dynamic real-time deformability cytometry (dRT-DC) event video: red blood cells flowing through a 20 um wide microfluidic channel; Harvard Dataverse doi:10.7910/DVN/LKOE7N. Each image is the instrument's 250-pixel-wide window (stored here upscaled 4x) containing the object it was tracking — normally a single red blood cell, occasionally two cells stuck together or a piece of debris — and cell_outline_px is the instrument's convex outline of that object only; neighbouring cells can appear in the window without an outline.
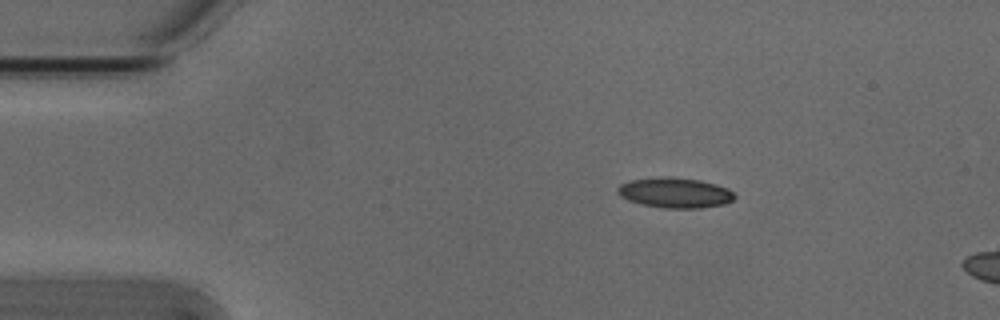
{"species": "Egyptian fruit bat (a non-hibernating species)", "species_latin": "Rousettus aegyptiacus", "temperature_condition": "cold", "stored_images_in_passage": 3, "camera_frame_rate_fps": 3000, "um_per_image_px": 0.085, "animal": {"sex": "male"}, "frame": {"image": 1, "passage_image": 1, "time_ms": 0.0, "image_size_px": [1000, 320], "cell_outline_px": [[736, 196], [732, 200], [724, 204], [700, 208], [664, 208], [644, 204], [628, 200], [620, 196], [616, 192], [616, 188], [620, 184], [632, 180], [668, 176], [700, 180], [716, 184], [728, 188]], "centroid_in_image_um": [57.37, 16.38], "position_along_channel_um": 27.6, "area_um2": 20.52}}